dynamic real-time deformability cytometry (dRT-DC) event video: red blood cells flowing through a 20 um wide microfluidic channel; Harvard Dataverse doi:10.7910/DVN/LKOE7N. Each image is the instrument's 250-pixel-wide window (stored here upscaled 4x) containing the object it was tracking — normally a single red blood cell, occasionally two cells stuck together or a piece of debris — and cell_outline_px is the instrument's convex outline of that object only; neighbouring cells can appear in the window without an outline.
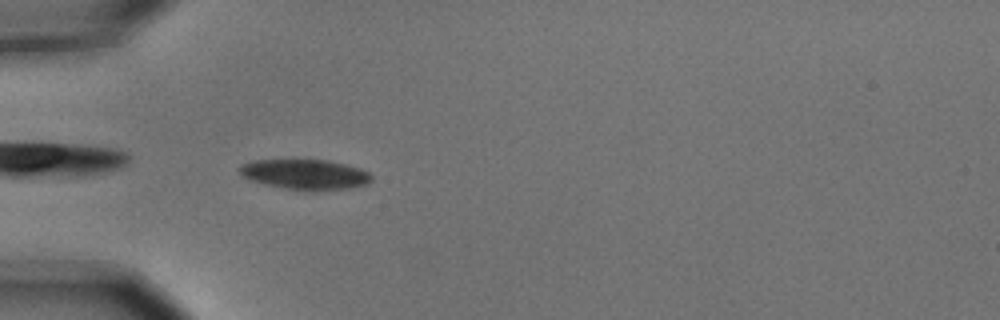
{"species": "common noctule bat (a hibernating species)", "species_latin": "Nyctalus noctula", "temperature_condition": "cold", "stored_images_in_passage": 4, "camera_frame_rate_fps": 3000, "um_per_image_px": 0.085, "animal": {"sex": "male", "body_mass_g": 15.6}, "frame": {"image": 1, "passage_image": 4, "time_ms": 1.0, "image_size_px": [1000, 320], "cell_outline_px": [[372, 180], [368, 184], [352, 188], [316, 192], [304, 192], [264, 184], [252, 180], [244, 176], [236, 168], [240, 164], [256, 160], [328, 160], [360, 168], [368, 172], [372, 176]], "centroid_in_image_um": [25.97, 14.85], "position_along_channel_um": 59.0, "area_um2": 23.64}}